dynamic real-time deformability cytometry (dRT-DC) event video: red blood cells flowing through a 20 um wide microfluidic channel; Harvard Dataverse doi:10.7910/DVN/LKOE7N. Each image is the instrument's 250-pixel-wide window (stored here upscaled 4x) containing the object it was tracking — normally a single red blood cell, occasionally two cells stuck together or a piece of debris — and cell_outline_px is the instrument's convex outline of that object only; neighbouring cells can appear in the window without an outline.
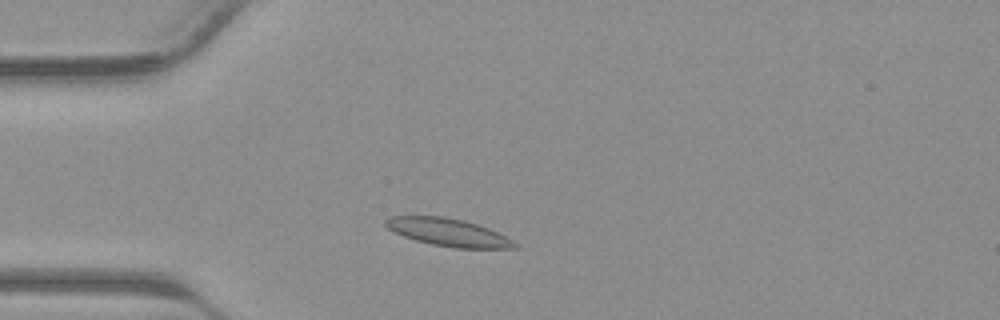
{"species": "common noctule bat (a hibernating species)", "species_latin": "Nyctalus noctula", "temperature_condition": "warm", "stored_images_in_passage": 8, "camera_frame_rate_fps": 3000, "um_per_image_px": 0.085, "animal": {"sex": "male", "body_mass_g": 23.1, "forearm_length_mm": 52.7}, "frame": {"image": 1, "passage_image": 6, "time_ms": 1.667, "image_size_px": [1000, 320], "cell_outline_px": [[520, 248], [452, 248], [432, 244], [416, 240], [404, 236], [388, 228], [384, 224], [384, 220], [392, 216], [444, 216], [464, 220], [488, 228], [520, 244]], "centroid_in_image_um": [38.12, 19.75], "position_along_channel_um": 46.9, "area_um2": 20.69}}